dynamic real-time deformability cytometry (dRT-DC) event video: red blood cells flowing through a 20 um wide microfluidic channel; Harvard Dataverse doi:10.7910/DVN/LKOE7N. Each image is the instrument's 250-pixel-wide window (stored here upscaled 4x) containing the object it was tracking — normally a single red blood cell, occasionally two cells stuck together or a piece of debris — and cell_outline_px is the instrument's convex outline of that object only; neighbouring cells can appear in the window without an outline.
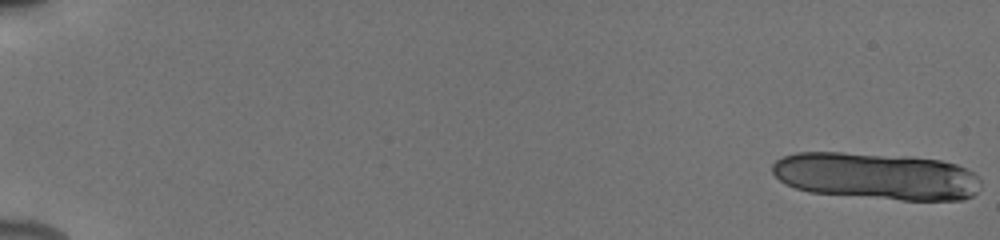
{"species": "human", "species_latin": "Homo sapiens", "temperature_condition": "cold", "stored_images_in_passage": 10, "camera_frame_rate_fps": 3000, "um_per_image_px": 0.085, "donor": {"sex": "male"}, "frame": {"image": 1, "passage_image": 1, "time_ms": 0.0, "image_size_px": [1000, 240], "cell_outline_px": [[980, 184], [976, 192], [972, 196], [964, 200], [900, 200], [808, 192], [784, 184], [772, 172], [772, 164], [776, 160], [784, 156], [796, 152], [844, 152], [912, 156], [940, 160], [956, 164], [980, 176]], "centroid_in_image_um": [74.49, 14.96], "position_along_channel_um": 10.5, "area_um2": 57.57}}